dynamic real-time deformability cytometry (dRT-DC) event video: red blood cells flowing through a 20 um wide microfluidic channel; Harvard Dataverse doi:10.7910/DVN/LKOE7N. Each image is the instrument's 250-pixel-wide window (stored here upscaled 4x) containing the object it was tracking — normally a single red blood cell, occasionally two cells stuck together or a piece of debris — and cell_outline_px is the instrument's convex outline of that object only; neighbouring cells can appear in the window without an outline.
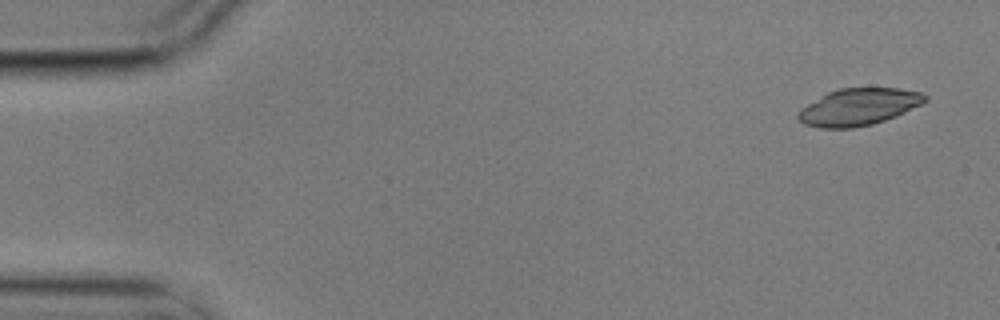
{"species": "common noctule bat (a hibernating species)", "species_latin": "Nyctalus noctula", "temperature_condition": "cold", "stored_images_in_passage": 5, "camera_frame_rate_fps": 3000, "um_per_image_px": 0.085, "animal": {"sex": "male", "body_mass_g": 17.9}, "frame": {"image": 1, "passage_image": 1, "time_ms": 0.0, "image_size_px": [1000, 320], "cell_outline_px": [[928, 100], [896, 116], [872, 124], [852, 128], [820, 128], [804, 124], [796, 116], [800, 108], [828, 92], [840, 88], [900, 88], [920, 92], [928, 96]], "centroid_in_image_um": [72.97, 9.08], "position_along_channel_um": 12.0, "area_um2": 27.22}}